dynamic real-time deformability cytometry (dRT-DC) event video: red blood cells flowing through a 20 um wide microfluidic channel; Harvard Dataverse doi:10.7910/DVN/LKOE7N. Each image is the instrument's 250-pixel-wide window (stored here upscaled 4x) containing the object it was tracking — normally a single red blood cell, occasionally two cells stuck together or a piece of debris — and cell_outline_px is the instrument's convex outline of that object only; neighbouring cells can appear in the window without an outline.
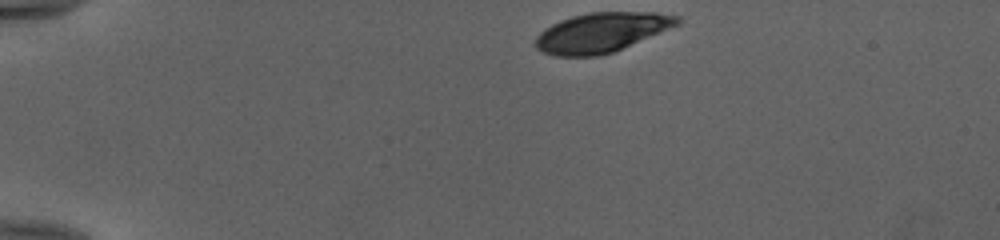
{"species": "human", "species_latin": "Homo sapiens", "temperature_condition": "cold", "stored_images_in_passage": 40, "camera_frame_rate_fps": 3000, "um_per_image_px": 0.085, "donor": {"sex": "female"}, "frame": {"image": 1, "passage_image": 1, "time_ms": 0.0, "image_size_px": [1000, 240], "cell_outline_px": [[680, 24], [612, 52], [600, 56], [556, 56], [544, 52], [536, 48], [536, 36], [544, 28], [560, 20], [572, 16], [588, 12], [656, 12], [680, 16]], "centroid_in_image_um": [51.12, 2.75], "position_along_channel_um": 33.9, "area_um2": 32.6}}
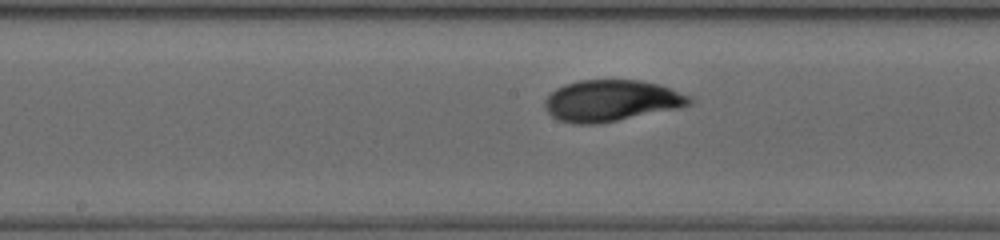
{"frame": {"image": 2, "passage_image": 19, "time_ms": 6.0, "image_size_px": [1000, 240], "cell_outline_px": [[692, 104], [676, 108], [596, 124], [576, 124], [560, 120], [552, 116], [548, 112], [544, 104], [544, 100], [556, 88], [564, 84], [580, 80], [640, 80], [656, 84], [692, 96]], "centroid_in_image_um": [51.93, 8.55], "position_along_channel_um": 196.3, "area_um2": 34.39}}
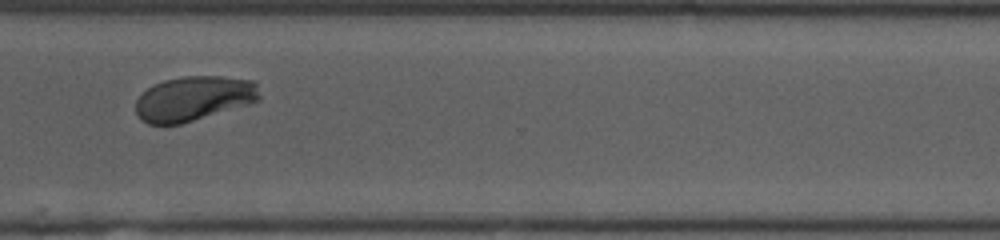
{"frame": {"image": 3, "passage_image": 31, "time_ms": 10.0, "image_size_px": [1000, 240], "cell_outline_px": [[260, 100], [248, 104], [180, 124], [148, 124], [140, 120], [136, 112], [136, 100], [148, 88], [164, 80], [184, 76], [220, 76], [256, 80], [260, 96]], "centroid_in_image_um": [16.49, 8.36], "position_along_channel_um": 354.1, "area_um2": 32.19}, "authors_computed_cell_mechanics": {"area_um2": 33.9864, "velocity_mm_per_s": 3.9543, "shape_relaxation_time_tau1_ms": 3.4455, "shape_relaxation_time_tau2_ms": null, "deformation_change_tau1": 0.1655, "deformation_change_tau2": null}}